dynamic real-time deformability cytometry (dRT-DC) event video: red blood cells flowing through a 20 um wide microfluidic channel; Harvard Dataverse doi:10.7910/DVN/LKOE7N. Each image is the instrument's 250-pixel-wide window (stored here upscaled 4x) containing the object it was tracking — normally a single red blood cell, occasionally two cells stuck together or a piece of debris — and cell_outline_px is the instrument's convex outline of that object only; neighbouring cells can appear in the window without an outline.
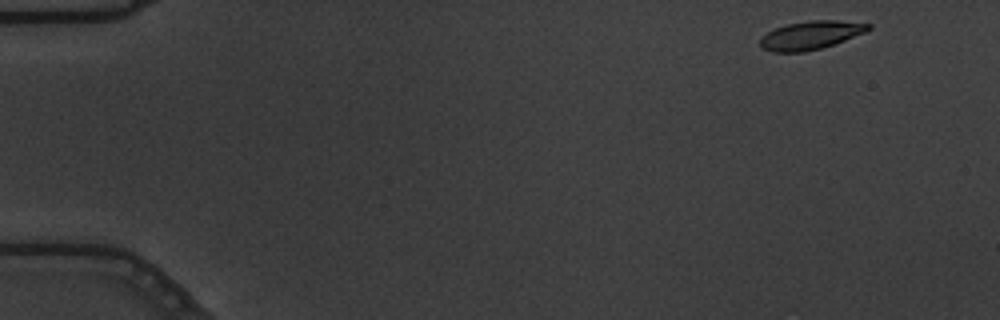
{"species": "common noctule bat (a hibernating species)", "species_latin": "Nyctalus noctula", "temperature_condition": "warm", "stored_images_in_passage": 53, "camera_frame_rate_fps": 3000, "um_per_image_px": 0.085, "animal": {"sex": "male", "body_mass_g": 19.5, "forearm_length_mm": 54.6}, "frame": {"image": 1, "passage_image": 1, "time_ms": 0.0, "image_size_px": [1000, 320], "cell_outline_px": [[872, 28], [864, 32], [844, 40], [820, 48], [804, 52], [772, 52], [764, 48], [760, 44], [760, 36], [776, 28], [788, 24], [812, 20], [836, 20], [872, 24]], "centroid_in_image_um": [68.9, 2.99], "position_along_channel_um": 16.1, "area_um2": 17.63}}
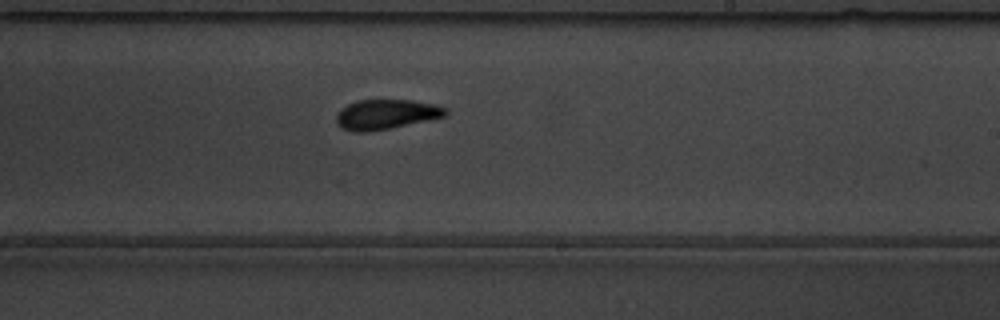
{"frame": {"image": 2, "passage_image": 31, "time_ms": 10.0, "image_size_px": [1000, 320], "cell_outline_px": [[448, 112], [444, 116], [428, 120], [392, 128], [368, 132], [352, 132], [336, 124], [336, 116], [340, 108], [356, 100], [412, 100], [436, 104], [448, 108]], "centroid_in_image_um": [32.81, 9.72], "position_along_channel_um": 256.2, "area_um2": 19.19}}
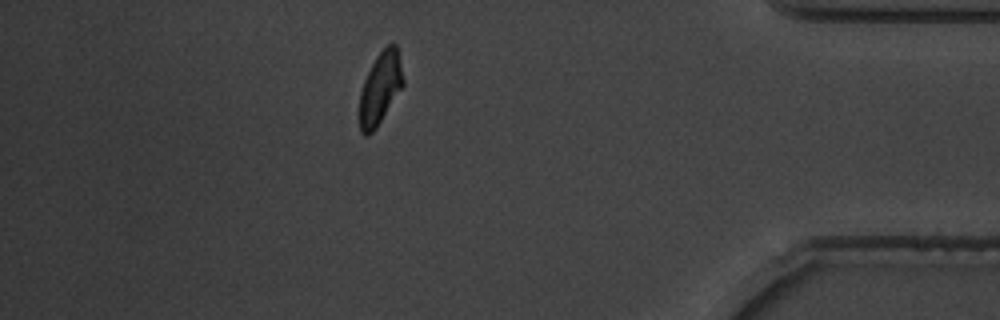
{"frame": {"image": 3, "passage_image": 46, "time_ms": 15.0, "image_size_px": [1000, 320], "cell_outline_px": [[404, 84], [376, 128], [368, 136], [364, 136], [360, 132], [360, 92], [364, 80], [376, 56], [388, 44], [396, 44], [404, 80]], "centroid_in_image_um": [32.31, 7.52], "position_along_channel_um": 402.9, "area_um2": 18.03}, "authors_computed_cell_mechanics": {"area_um2": 18.785, "velocity_mm_per_s": 3.6376, "shape_relaxation_time_tau1_ms": 4.2249, "shape_relaxation_time_tau2_ms": 2.9357, "deformation_change_tau1": 0.1768, "deformation_change_tau2": 0.0548}}